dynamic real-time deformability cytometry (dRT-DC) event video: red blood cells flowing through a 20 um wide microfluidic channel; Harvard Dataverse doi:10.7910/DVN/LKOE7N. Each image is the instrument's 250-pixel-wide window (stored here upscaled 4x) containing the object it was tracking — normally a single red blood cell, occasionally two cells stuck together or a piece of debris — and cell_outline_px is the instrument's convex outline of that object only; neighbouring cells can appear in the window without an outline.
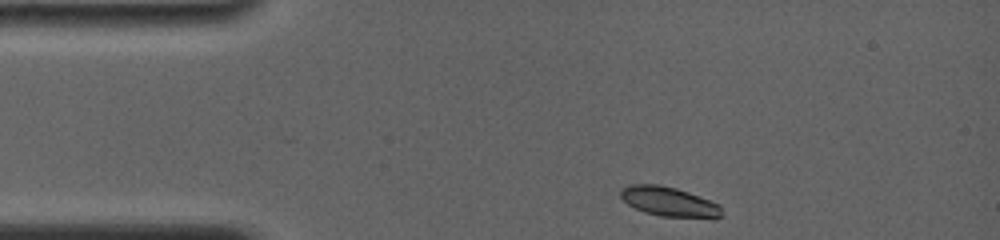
{"species": "common noctule bat (a hibernating species)", "species_latin": "Nyctalus noctula", "temperature_condition": "room temperature", "stored_images_in_passage": 3, "camera_frame_rate_fps": 4000, "um_per_image_px": 0.085, "animal": {"sex": "female", "body_mass_g": 19.0, "forearm_length_mm": 56.7}, "frame": {"image": 1, "passage_image": 1, "time_ms": 0.0, "image_size_px": [1000, 240], "cell_outline_px": [[724, 216], [660, 216], [644, 212], [628, 204], [620, 196], [620, 192], [628, 184], [660, 184], [676, 188], [688, 192], [720, 204]], "centroid_in_image_um": [56.83, 17.11], "position_along_channel_um": 28.2, "area_um2": 16.99}}